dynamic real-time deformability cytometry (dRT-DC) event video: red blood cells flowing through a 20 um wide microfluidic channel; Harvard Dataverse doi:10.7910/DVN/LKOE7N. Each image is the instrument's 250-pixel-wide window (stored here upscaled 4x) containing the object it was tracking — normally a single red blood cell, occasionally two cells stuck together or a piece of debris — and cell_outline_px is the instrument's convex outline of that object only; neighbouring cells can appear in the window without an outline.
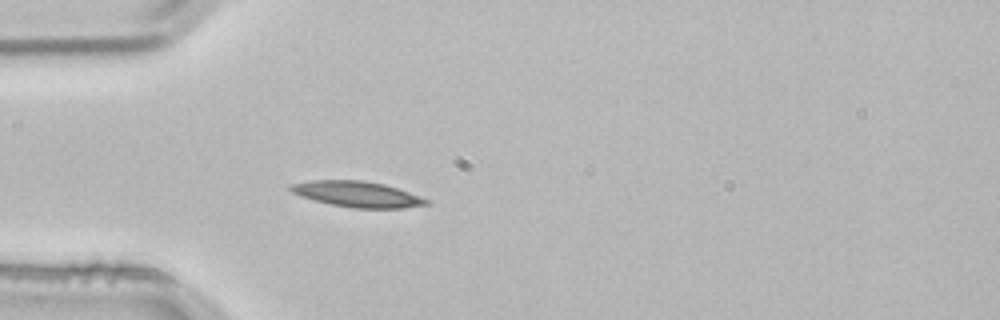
{"species": "common noctule bat (a hibernating species)", "species_latin": "Nyctalus noctula", "temperature_condition": "room temperature", "stored_images_in_passage": 4, "camera_frame_rate_fps": 3000, "um_per_image_px": 0.085, "animal": {"sex": "male", "body_mass_g": 21.5, "forearm_length_mm": 52.0}, "frame": {"image": 1, "passage_image": 4, "time_ms": 1.0, "image_size_px": [1000, 320], "cell_outline_px": [[428, 204], [404, 208], [352, 208], [332, 204], [300, 196], [292, 192], [288, 188], [288, 184], [312, 180], [364, 180], [384, 184], [408, 192], [428, 200]], "centroid_in_image_um": [30.31, 16.49], "position_along_channel_um": 54.7, "area_um2": 20.17}}